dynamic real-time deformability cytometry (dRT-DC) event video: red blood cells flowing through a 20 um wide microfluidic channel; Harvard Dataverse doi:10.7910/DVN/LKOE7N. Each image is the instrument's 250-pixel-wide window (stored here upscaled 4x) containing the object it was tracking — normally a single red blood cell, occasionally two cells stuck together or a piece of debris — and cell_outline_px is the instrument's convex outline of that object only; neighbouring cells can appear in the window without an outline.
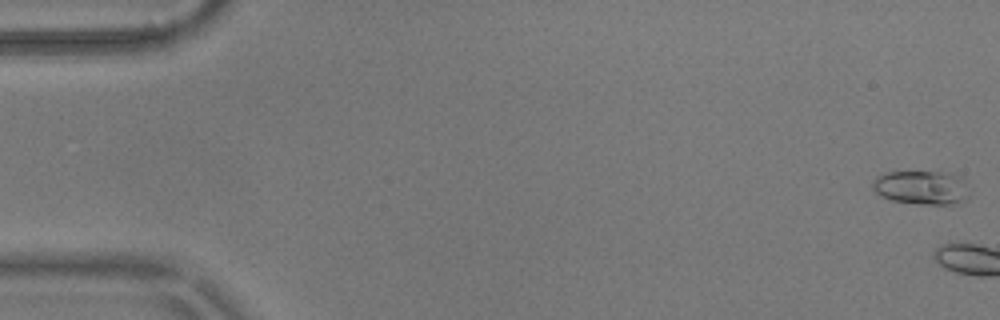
{"species": "common noctule bat (a hibernating species)", "species_latin": "Nyctalus noctula", "temperature_condition": "warm", "stored_images_in_passage": 5, "camera_frame_rate_fps": 3000, "um_per_image_px": 0.085, "animal": {"sex": "male", "body_mass_g": 17.9}, "frame": {"image": 1, "passage_image": 1, "time_ms": 0.0, "image_size_px": [1000, 320], "cell_outline_px": [[968, 200], [956, 204], [920, 204], [892, 200], [880, 196], [872, 188], [872, 180], [876, 176], [888, 172], [944, 172], [960, 176], [968, 196]], "centroid_in_image_um": [78.29, 15.95], "position_along_channel_um": 6.7, "area_um2": 19.02}}